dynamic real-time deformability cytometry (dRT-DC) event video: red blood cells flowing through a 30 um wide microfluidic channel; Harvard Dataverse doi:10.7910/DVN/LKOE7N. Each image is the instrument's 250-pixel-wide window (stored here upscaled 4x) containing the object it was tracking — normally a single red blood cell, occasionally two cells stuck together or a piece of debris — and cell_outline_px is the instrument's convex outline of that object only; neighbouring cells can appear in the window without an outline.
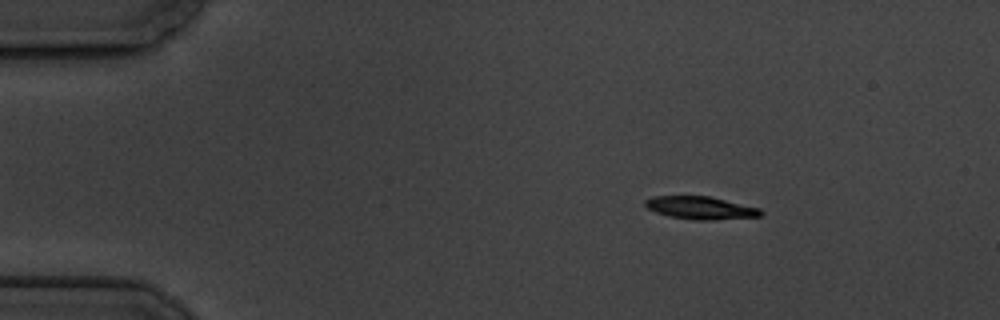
{"species": "common noctule bat (a hibernating species)", "species_latin": "Nyctalus noctula", "temperature_condition": "cold", "stored_images_in_passage": 8, "camera_frame_rate_fps": 3000, "um_per_image_px": 0.085, "animal": {"sex": "male", "body_mass_g": 19.5, "forearm_length_mm": 54.6}, "frame": {"image": 1, "passage_image": 2, "time_ms": 1.333, "image_size_px": [1000, 320], "cell_outline_px": [[764, 212], [760, 216], [712, 220], [696, 220], [668, 216], [656, 212], [648, 208], [644, 204], [644, 200], [652, 196], [708, 196], [760, 208]], "centroid_in_image_um": [59.53, 17.67], "position_along_channel_um": 25.5, "area_um2": 15.26}}
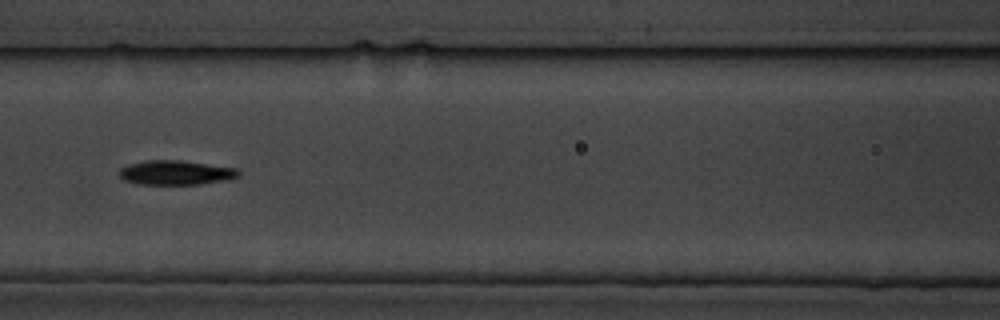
{"frame": {"image": 2, "passage_image": 7, "time_ms": 7.0, "image_size_px": [1000, 320], "cell_outline_px": [[240, 176], [232, 180], [200, 184], [140, 184], [124, 180], [120, 176], [120, 168], [128, 164], [144, 160], [180, 160], [236, 168], [240, 172]], "centroid_in_image_um": [14.98, 14.67], "position_along_channel_um": 151.6, "area_um2": 17.11}}
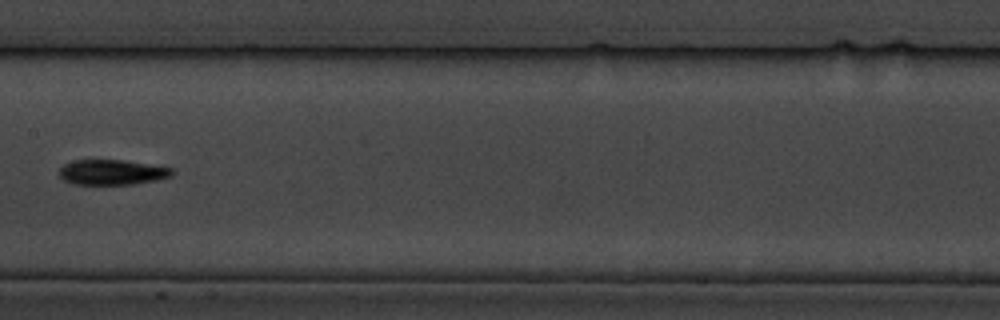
{"frame": {"image": 3, "passage_image": 8, "time_ms": 8.333, "image_size_px": [1000, 320], "cell_outline_px": [[172, 176], [156, 180], [132, 184], [72, 184], [64, 180], [56, 172], [64, 164], [72, 160], [120, 160], [172, 168]], "centroid_in_image_um": [9.45, 14.64], "position_along_channel_um": 198.0, "area_um2": 16.42}}